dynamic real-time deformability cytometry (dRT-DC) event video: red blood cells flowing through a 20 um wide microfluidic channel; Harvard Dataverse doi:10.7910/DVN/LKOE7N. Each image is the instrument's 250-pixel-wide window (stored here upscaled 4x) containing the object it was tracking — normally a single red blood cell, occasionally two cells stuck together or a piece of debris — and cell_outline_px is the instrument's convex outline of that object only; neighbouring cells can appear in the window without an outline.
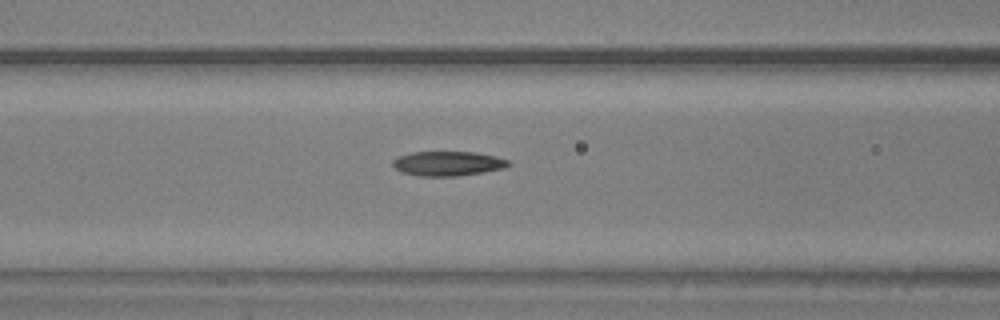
{"species": "common noctule bat (a hibernating species)", "species_latin": "Nyctalus noctula", "temperature_condition": "warm", "stored_images_in_passage": 36, "camera_frame_rate_fps": 3000, "um_per_image_px": 0.085, "animal": {"sex": "male", "body_mass_g": 20.5, "forearm_length_mm": 52.5}, "frame": {"image": 1, "passage_image": 19, "time_ms": 6.0, "image_size_px": [1000, 320], "cell_outline_px": [[504, 164], [492, 168], [468, 172], [416, 172], [412, 156], [432, 152], [456, 152], [484, 156], [500, 160]], "centroid_in_image_um": [38.51, 13.81], "position_along_channel_um": 128.1, "area_um2": 10.52}}
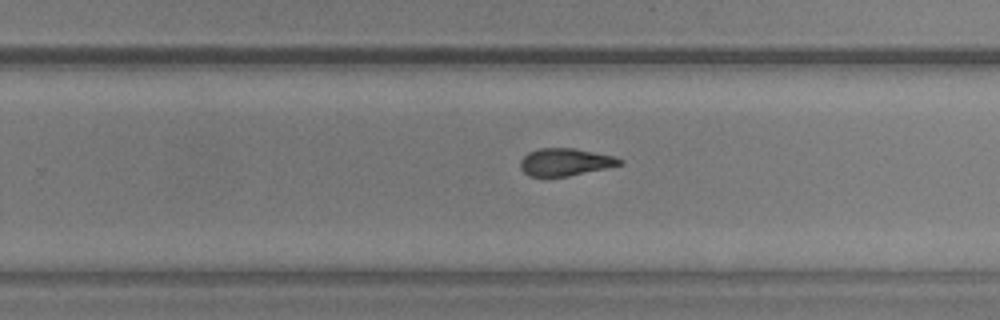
{"frame": {"image": 2, "passage_image": 30, "time_ms": 9.667, "image_size_px": [1000, 320], "cell_outline_px": [[616, 164], [556, 176], [540, 176], [528, 172], [524, 168], [524, 160], [528, 156], [536, 152], [580, 152], [604, 156], [616, 160]], "centroid_in_image_um": [47.94, 13.85], "position_along_channel_um": 281.9, "area_um2": 11.85}}
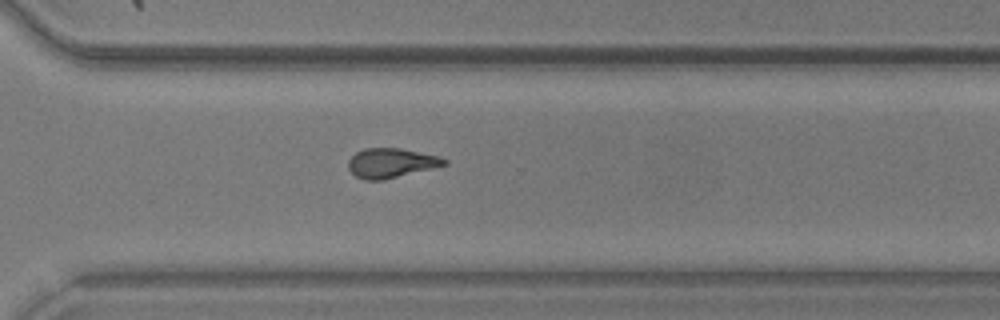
{"frame": {"image": 3, "passage_image": 34, "time_ms": 11.0, "image_size_px": [1000, 320], "cell_outline_px": [[444, 160], [440, 164], [388, 176], [360, 176], [356, 172], [352, 164], [352, 160], [360, 152], [408, 152], [428, 156]], "centroid_in_image_um": [33.22, 13.86], "position_along_channel_um": 337.4, "area_um2": 11.79}}